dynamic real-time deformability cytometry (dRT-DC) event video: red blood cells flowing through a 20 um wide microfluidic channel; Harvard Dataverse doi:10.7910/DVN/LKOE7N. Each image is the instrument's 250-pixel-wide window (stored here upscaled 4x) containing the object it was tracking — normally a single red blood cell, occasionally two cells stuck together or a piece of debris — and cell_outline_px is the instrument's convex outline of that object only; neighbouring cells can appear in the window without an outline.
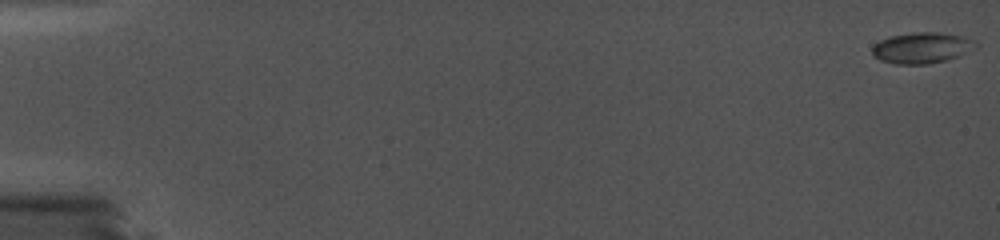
{"species": "common noctule bat (a hibernating species)", "species_latin": "Nyctalus noctula", "temperature_condition": "cold", "stored_images_in_passage": 87, "camera_frame_rate_fps": 5000, "um_per_image_px": 0.085, "animal": {"sex": "female", "body_mass_g": 19.0, "forearm_length_mm": 56.7}, "frame": {"image": 1, "passage_image": 1, "time_ms": 0.0, "image_size_px": [1000, 240], "cell_outline_px": [[980, 44], [976, 48], [956, 56], [944, 60], [928, 64], [896, 64], [880, 60], [872, 56], [872, 48], [880, 40], [888, 36], [912, 32], [936, 32], [964, 36], [976, 40]], "centroid_in_image_um": [78.36, 4.05], "position_along_channel_um": 6.6, "area_um2": 18.79}}
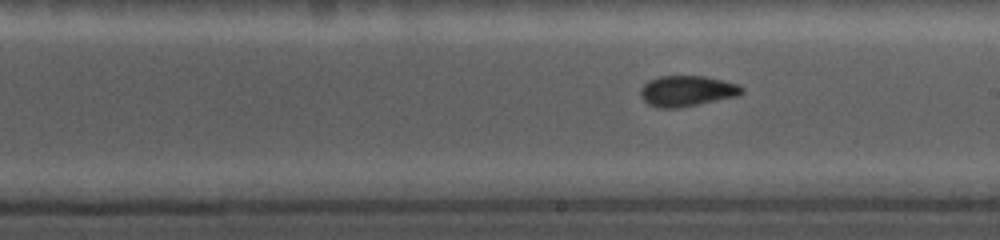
{"frame": {"image": 2, "passage_image": 55, "time_ms": 10.8, "image_size_px": [1000, 240], "cell_outline_px": [[744, 92], [736, 96], [680, 108], [660, 108], [648, 104], [640, 96], [640, 88], [648, 80], [660, 76], [704, 76], [724, 80], [740, 84], [744, 88]], "centroid_in_image_um": [58.39, 7.73], "position_along_channel_um": 230.6, "area_um2": 18.26}}
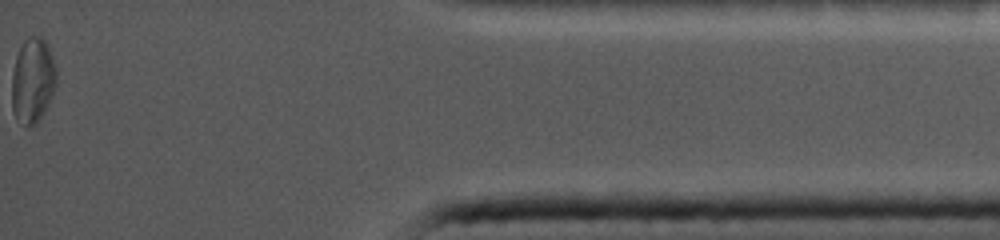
{"frame": {"image": 3, "passage_image": 87, "time_ms": 17.2, "image_size_px": [1000, 240], "cell_outline_px": [[56, 84], [48, 104], [36, 124], [24, 124], [12, 112], [12, 72], [16, 56], [24, 40], [28, 36], [40, 36], [48, 44], [56, 64]], "centroid_in_image_um": [2.79, 6.78], "position_along_channel_um": 432.4, "area_um2": 22.02}}